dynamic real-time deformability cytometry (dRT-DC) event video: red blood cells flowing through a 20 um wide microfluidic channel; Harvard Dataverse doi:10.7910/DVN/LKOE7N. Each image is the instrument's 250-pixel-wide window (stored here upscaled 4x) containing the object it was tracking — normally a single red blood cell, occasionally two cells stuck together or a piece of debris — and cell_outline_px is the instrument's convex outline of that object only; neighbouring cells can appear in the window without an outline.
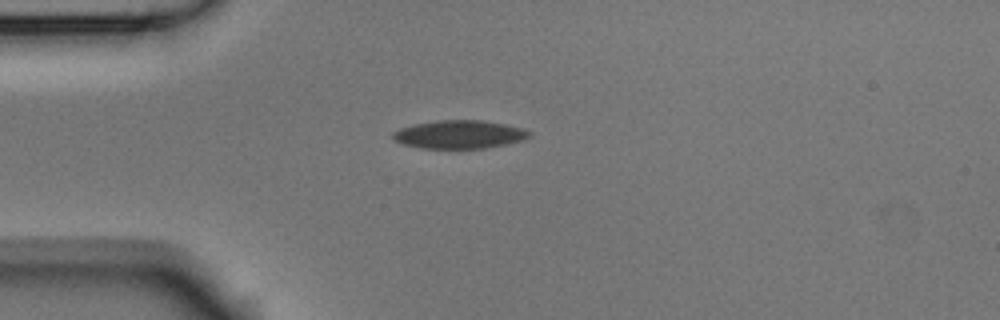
{"species": "Egyptian fruit bat (a non-hibernating species)", "species_latin": "Rousettus aegyptiacus", "temperature_condition": "room temperature", "stored_images_in_passage": 3, "camera_frame_rate_fps": 3000, "um_per_image_px": 0.085, "animal": {"sex": "male"}, "frame": {"image": 1, "passage_image": 3, "time_ms": 0.667, "image_size_px": [1000, 320], "cell_outline_px": [[532, 136], [524, 140], [484, 148], [424, 148], [404, 144], [396, 140], [392, 136], [392, 132], [400, 128], [416, 124], [436, 120], [484, 120], [524, 128], [532, 132]], "centroid_in_image_um": [39.1, 11.41], "position_along_channel_um": 45.9, "area_um2": 22.37}}